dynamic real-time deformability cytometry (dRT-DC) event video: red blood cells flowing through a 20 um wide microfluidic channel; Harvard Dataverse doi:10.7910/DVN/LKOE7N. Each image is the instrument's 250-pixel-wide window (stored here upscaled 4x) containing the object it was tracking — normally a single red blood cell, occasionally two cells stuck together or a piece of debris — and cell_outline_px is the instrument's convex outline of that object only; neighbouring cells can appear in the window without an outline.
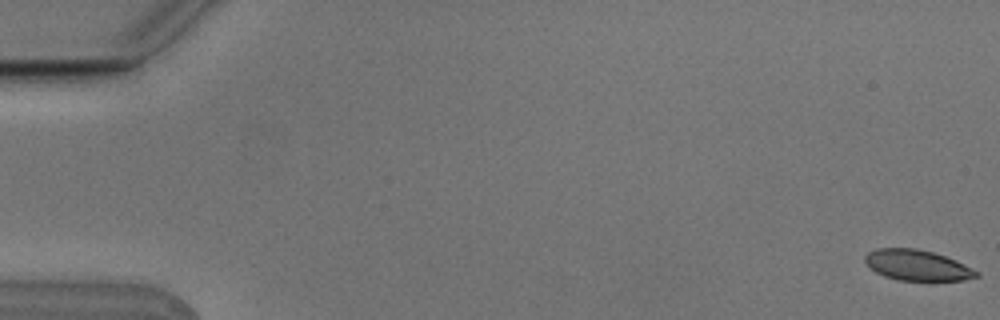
{"species": "Egyptian fruit bat (a non-hibernating species)", "species_latin": "Rousettus aegyptiacus", "temperature_condition": "cold", "stored_images_in_passage": 5, "camera_frame_rate_fps": 3000, "um_per_image_px": 0.085, "animal": {"sex": "male"}, "frame": {"image": 1, "passage_image": 1, "time_ms": 0.0, "image_size_px": [1000, 320], "cell_outline_px": [[980, 276], [964, 280], [932, 284], [928, 284], [896, 280], [884, 276], [876, 272], [864, 260], [864, 256], [868, 252], [876, 248], [916, 248], [932, 252], [956, 260], [980, 272]], "centroid_in_image_um": [78.02, 22.61], "position_along_channel_um": 7.0, "area_um2": 20.87}}
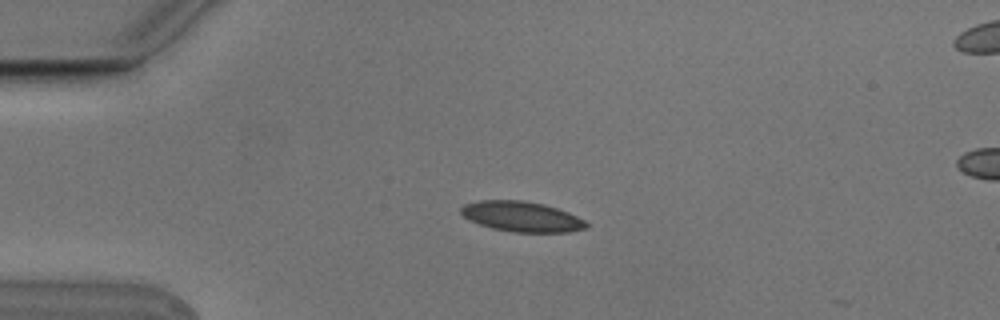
{"frame": {"image": 2, "passage_image": 4, "time_ms": 1.0, "image_size_px": [1000, 320], "cell_outline_px": [[588, 228], [568, 232], [512, 232], [492, 228], [468, 220], [460, 212], [460, 208], [464, 204], [480, 200], [520, 200], [544, 204], [568, 212], [584, 220], [588, 224]], "centroid_in_image_um": [44.33, 18.41], "position_along_channel_um": 40.7, "area_um2": 22.08}}